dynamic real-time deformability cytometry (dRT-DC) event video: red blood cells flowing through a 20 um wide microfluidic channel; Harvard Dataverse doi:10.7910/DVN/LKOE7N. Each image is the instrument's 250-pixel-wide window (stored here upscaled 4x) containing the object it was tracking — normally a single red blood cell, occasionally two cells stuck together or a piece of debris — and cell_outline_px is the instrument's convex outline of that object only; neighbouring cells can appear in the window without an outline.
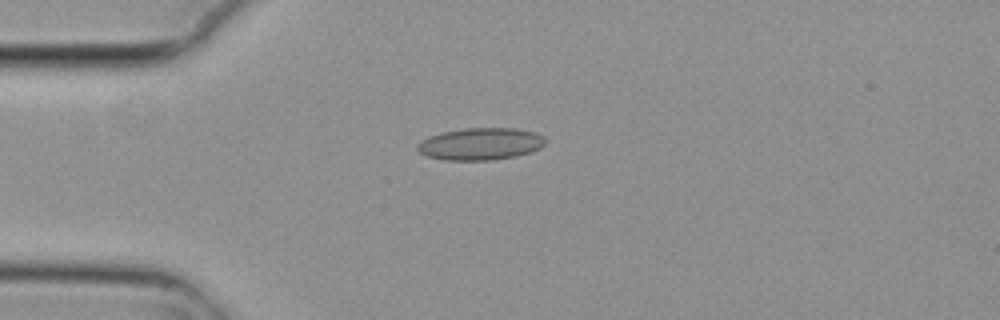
{"species": "common noctule bat (a hibernating species)", "species_latin": "Nyctalus noctula", "temperature_condition": "cold", "stored_images_in_passage": 1, "camera_frame_rate_fps": 3000, "um_per_image_px": 0.085, "animal": {"sex": "female", "body_mass_g": 29.2, "forearm_length_mm": 56.3}, "frame": {"image": 1, "passage_image": 1, "time_ms": 0.0, "image_size_px": [1000, 320], "cell_outline_px": [[544, 144], [540, 148], [516, 156], [492, 160], [444, 160], [428, 156], [420, 152], [416, 148], [416, 144], [420, 140], [428, 136], [444, 132], [464, 128], [516, 128], [536, 132], [544, 136]], "centroid_in_image_um": [40.82, 12.23], "position_along_channel_um": 44.2, "area_um2": 23.99}}